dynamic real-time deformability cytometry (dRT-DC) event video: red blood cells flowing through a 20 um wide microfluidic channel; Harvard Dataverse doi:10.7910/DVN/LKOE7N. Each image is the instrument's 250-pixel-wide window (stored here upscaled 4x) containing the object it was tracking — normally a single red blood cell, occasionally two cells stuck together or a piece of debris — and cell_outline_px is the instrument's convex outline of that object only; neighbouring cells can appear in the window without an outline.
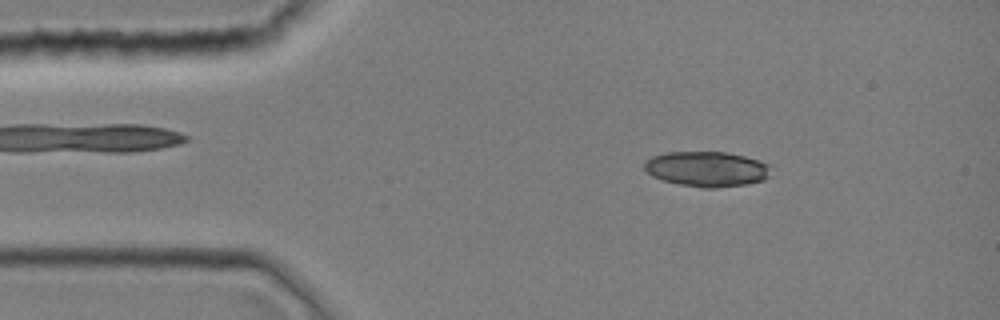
{"species": "common noctule bat (a hibernating species)", "species_latin": "Nyctalus noctula", "temperature_condition": "room temperature", "stored_images_in_passage": 42, "camera_frame_rate_fps": 3000, "um_per_image_px": 0.085, "animal": {"sex": "female", "body_mass_g": 19.0, "forearm_length_mm": 51.5}, "frame": {"image": 1, "passage_image": 6, "time_ms": 1.667, "image_size_px": [1000, 320], "cell_outline_px": [[772, 164], [768, 176], [764, 180], [748, 184], [716, 188], [700, 188], [680, 184], [664, 180], [652, 176], [644, 168], [644, 160], [652, 156], [668, 152], [724, 152], [744, 156]], "centroid_in_image_um": [60.1, 14.37], "position_along_channel_um": 24.9, "area_um2": 26.07}}
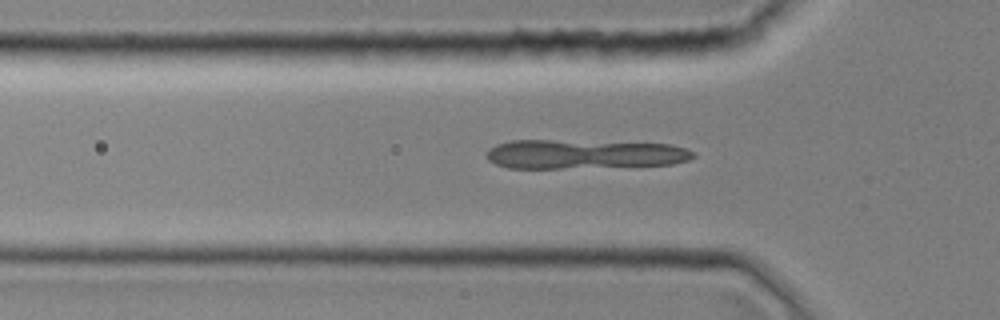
{"frame": {"image": 2, "passage_image": 13, "time_ms": 4.0, "image_size_px": [1000, 320], "cell_outline_px": [[696, 156], [688, 160], [672, 164], [560, 168], [508, 168], [496, 164], [488, 160], [484, 156], [484, 152], [488, 148], [496, 144], [508, 140], [552, 140], [672, 144], [688, 148], [696, 152]], "centroid_in_image_um": [49.6, 13.09], "position_along_channel_um": 76.2, "area_um2": 35.37}}
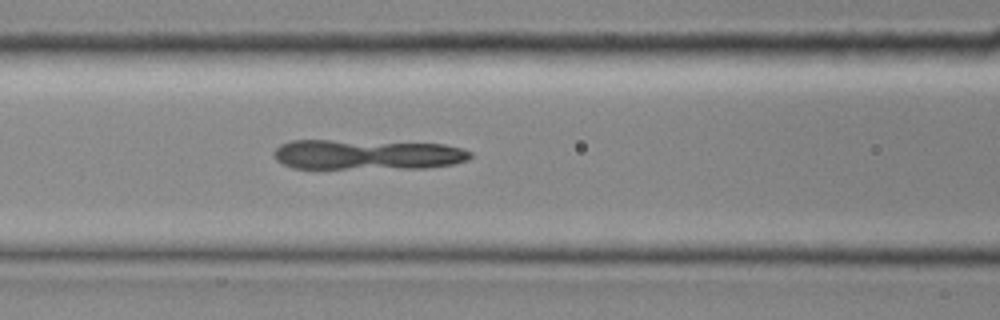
{"frame": {"image": 3, "passage_image": 17, "time_ms": 5.333, "image_size_px": [1000, 320], "cell_outline_px": [[472, 156], [468, 160], [456, 164], [424, 168], [292, 168], [276, 160], [272, 156], [272, 152], [280, 144], [288, 140], [332, 140], [444, 144], [460, 148], [472, 152]], "centroid_in_image_um": [31.18, 13.14], "position_along_channel_um": 135.4, "area_um2": 34.68}}